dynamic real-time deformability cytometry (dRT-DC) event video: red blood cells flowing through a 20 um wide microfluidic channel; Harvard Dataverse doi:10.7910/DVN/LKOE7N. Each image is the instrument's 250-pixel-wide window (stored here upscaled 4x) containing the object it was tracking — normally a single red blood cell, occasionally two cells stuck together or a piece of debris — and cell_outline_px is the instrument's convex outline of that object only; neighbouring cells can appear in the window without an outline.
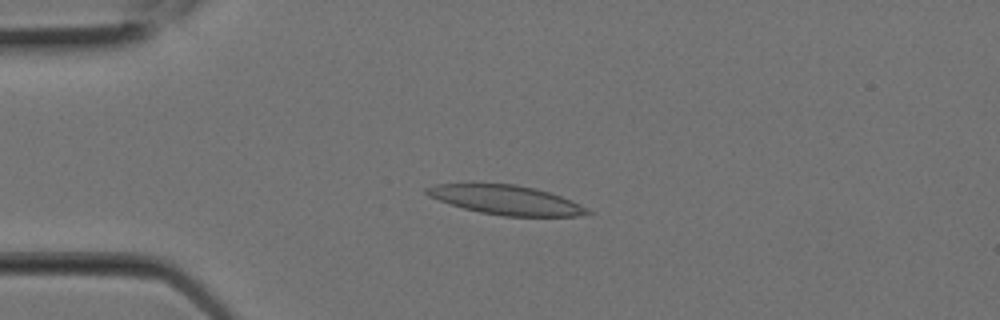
{"species": "Egyptian fruit bat (a non-hibernating species)", "species_latin": "Rousettus aegyptiacus", "temperature_condition": "room temperature", "stored_images_in_passage": 5, "camera_frame_rate_fps": 3000, "um_per_image_px": 0.085, "animal": {"sex": "female"}, "frame": {"image": 1, "passage_image": 4, "time_ms": 1.0, "image_size_px": [1000, 320], "cell_outline_px": [[596, 212], [576, 216], [504, 216], [480, 212], [464, 208], [428, 196], [424, 192], [424, 188], [436, 184], [516, 184], [536, 188], [560, 196], [580, 204]], "centroid_in_image_um": [43.05, 17.0], "position_along_channel_um": 42.0, "area_um2": 27.22}}